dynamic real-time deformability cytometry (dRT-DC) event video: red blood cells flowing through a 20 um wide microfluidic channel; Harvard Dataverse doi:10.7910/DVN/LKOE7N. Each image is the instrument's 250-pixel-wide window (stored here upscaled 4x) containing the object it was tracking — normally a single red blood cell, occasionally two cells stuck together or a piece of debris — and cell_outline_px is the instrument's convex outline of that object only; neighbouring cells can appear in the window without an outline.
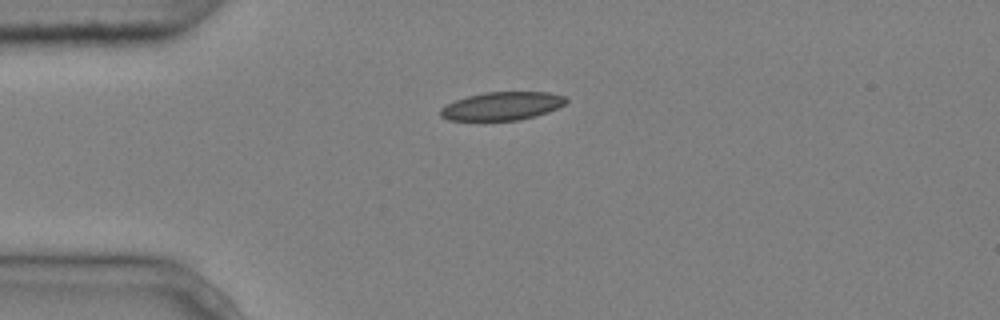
{"species": "common noctule bat (a hibernating species)", "species_latin": "Nyctalus noctula", "temperature_condition": "cold", "stored_images_in_passage": 4, "camera_frame_rate_fps": 3000, "um_per_image_px": 0.085, "animal": {"sex": "male", "body_mass_g": 20.4}, "frame": {"image": 1, "passage_image": 1, "time_ms": 0.0, "image_size_px": [1000, 320], "cell_outline_px": [[568, 100], [564, 104], [548, 112], [536, 116], [520, 120], [484, 124], [448, 120], [440, 116], [440, 108], [456, 100], [468, 96], [484, 92], [548, 92], [564, 96]], "centroid_in_image_um": [42.6, 9.08], "position_along_channel_um": 42.4, "area_um2": 21.62}}